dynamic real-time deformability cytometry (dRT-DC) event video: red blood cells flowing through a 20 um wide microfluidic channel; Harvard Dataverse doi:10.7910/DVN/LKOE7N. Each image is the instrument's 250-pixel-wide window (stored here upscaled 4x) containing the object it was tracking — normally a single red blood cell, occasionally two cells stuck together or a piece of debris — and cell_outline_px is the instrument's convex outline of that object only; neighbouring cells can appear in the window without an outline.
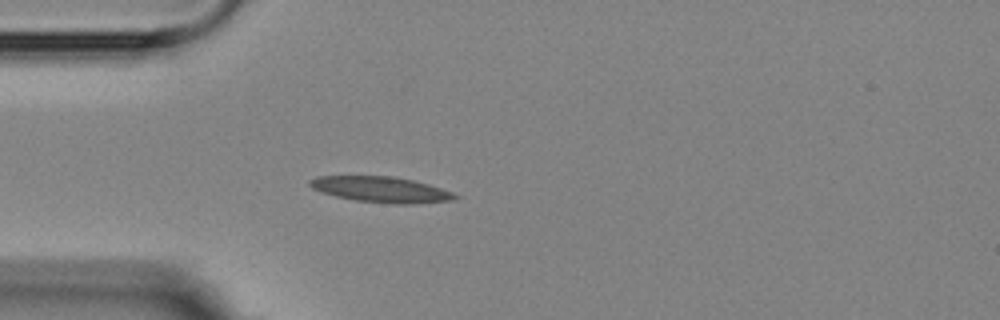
{"species": "Egyptian fruit bat (a non-hibernating species)", "species_latin": "Rousettus aegyptiacus", "temperature_condition": "room temperature", "stored_images_in_passage": 4, "camera_frame_rate_fps": 3000, "um_per_image_px": 0.085, "animal": {"sex": "female"}, "frame": {"image": 1, "passage_image": 4, "time_ms": 3.667, "image_size_px": [1000, 320], "cell_outline_px": [[460, 196], [452, 200], [412, 204], [392, 204], [356, 200], [336, 196], [320, 192], [312, 188], [308, 184], [308, 180], [316, 176], [392, 176], [412, 180], [428, 184], [452, 192]], "centroid_in_image_um": [32.35, 16.1], "position_along_channel_um": 52.6, "area_um2": 21.73}}